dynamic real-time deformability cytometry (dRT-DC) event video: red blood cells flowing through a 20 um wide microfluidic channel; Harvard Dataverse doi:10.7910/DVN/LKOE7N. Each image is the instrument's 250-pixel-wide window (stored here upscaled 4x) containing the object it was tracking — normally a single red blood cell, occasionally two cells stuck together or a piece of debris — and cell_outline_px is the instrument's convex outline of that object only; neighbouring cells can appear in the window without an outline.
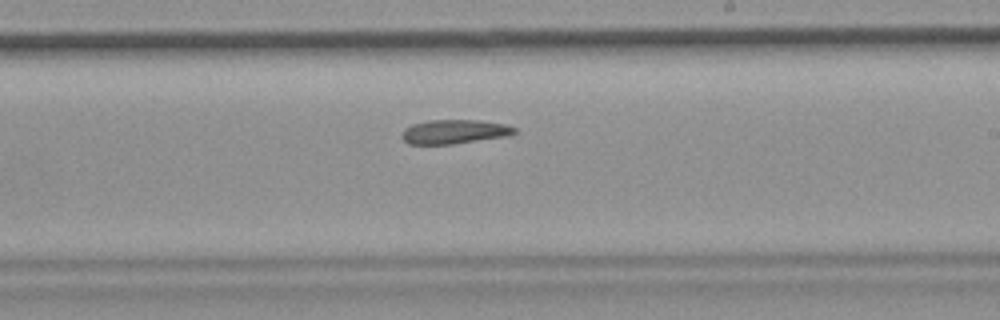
{"species": "common noctule bat (a hibernating species)", "species_latin": "Nyctalus noctula", "temperature_condition": "room temperature", "stored_images_in_passage": 29, "camera_frame_rate_fps": 3000, "um_per_image_px": 0.085, "animal": {"sex": "female", "body_mass_g": 19.9}, "frame": {"image": 1, "passage_image": 17, "time_ms": 5.333, "image_size_px": [1000, 320], "cell_outline_px": [[516, 132], [508, 136], [452, 144], [408, 144], [400, 136], [404, 128], [412, 124], [428, 120], [476, 120], [504, 124], [516, 128]], "centroid_in_image_um": [38.58, 11.19], "position_along_channel_um": 250.4, "area_um2": 15.84}}